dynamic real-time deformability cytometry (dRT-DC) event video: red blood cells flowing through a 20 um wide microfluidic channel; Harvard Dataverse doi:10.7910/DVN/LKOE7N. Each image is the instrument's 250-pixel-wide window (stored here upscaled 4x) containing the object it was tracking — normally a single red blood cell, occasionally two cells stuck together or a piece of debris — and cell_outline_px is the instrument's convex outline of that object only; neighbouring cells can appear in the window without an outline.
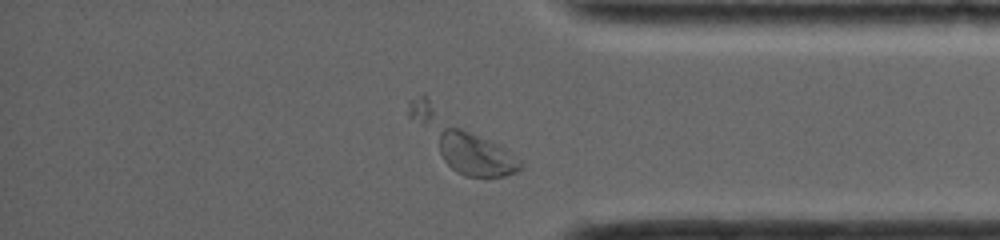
{"species": "common noctule bat (a hibernating species)", "species_latin": "Nyctalus noctula", "temperature_condition": "room temperature", "stored_images_in_passage": 59, "segment_of_instrument_passage": [2, 3], "camera_frame_rate_fps": 4000, "um_per_image_px": 0.085, "animal": {"sex": "female", "body_mass_g": 19.0, "forearm_length_mm": 56.7}, "frame": {"image": 1, "passage_image": 47, "time_ms": 10.25, "image_size_px": [1000, 240], "cell_outline_px": [[524, 164], [516, 172], [504, 176], [464, 176], [456, 172], [444, 160], [408, 116], [408, 100], [424, 92], [520, 160]], "centroid_in_image_um": [39.1, 11.96], "position_along_channel_um": 396.1, "area_um2": 32.83}}